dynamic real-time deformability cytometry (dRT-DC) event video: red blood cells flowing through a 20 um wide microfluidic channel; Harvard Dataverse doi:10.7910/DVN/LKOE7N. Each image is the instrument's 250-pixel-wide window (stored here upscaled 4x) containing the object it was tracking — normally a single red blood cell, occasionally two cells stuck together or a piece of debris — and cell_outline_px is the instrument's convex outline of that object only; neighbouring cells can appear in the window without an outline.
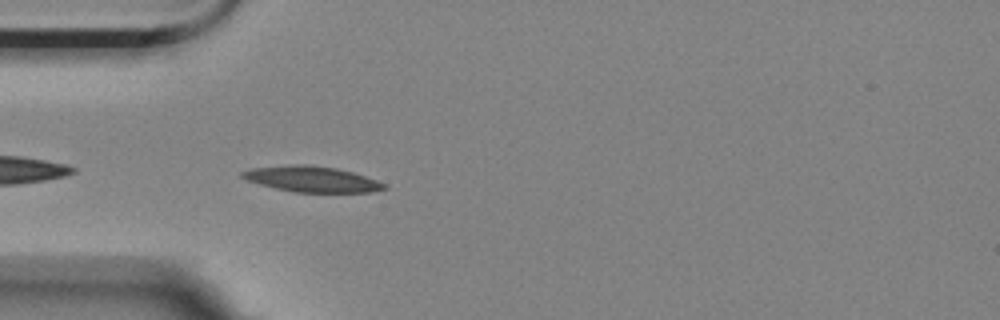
{"species": "Egyptian fruit bat (a non-hibernating species)", "species_latin": "Rousettus aegyptiacus", "temperature_condition": "room temperature", "stored_images_in_passage": 37, "camera_frame_rate_fps": 3000, "um_per_image_px": 0.085, "animal": {"sex": "female"}, "frame": {"image": 1, "passage_image": 3, "time_ms": 0.667, "image_size_px": [1000, 320], "cell_outline_px": [[388, 188], [372, 192], [296, 192], [276, 188], [260, 184], [248, 180], [240, 176], [240, 172], [252, 168], [296, 164], [308, 164], [336, 168], [352, 172], [376, 180], [384, 184]], "centroid_in_image_um": [26.5, 15.22], "position_along_channel_um": 58.5, "area_um2": 21.04}}
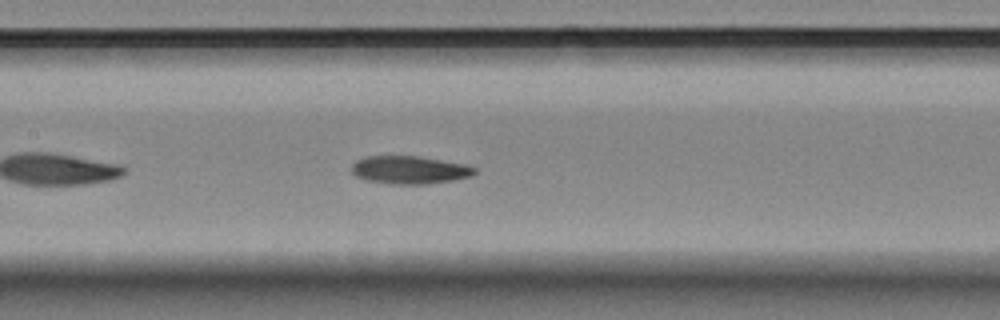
{"frame": {"image": 2, "passage_image": 13, "time_ms": 4.0, "image_size_px": [1000, 320], "cell_outline_px": [[476, 172], [472, 176], [452, 180], [428, 184], [392, 184], [364, 180], [356, 176], [352, 172], [352, 164], [356, 160], [364, 156], [416, 156], [464, 164], [476, 168]], "centroid_in_image_um": [34.78, 14.45], "position_along_channel_um": 172.6, "area_um2": 20.0}}
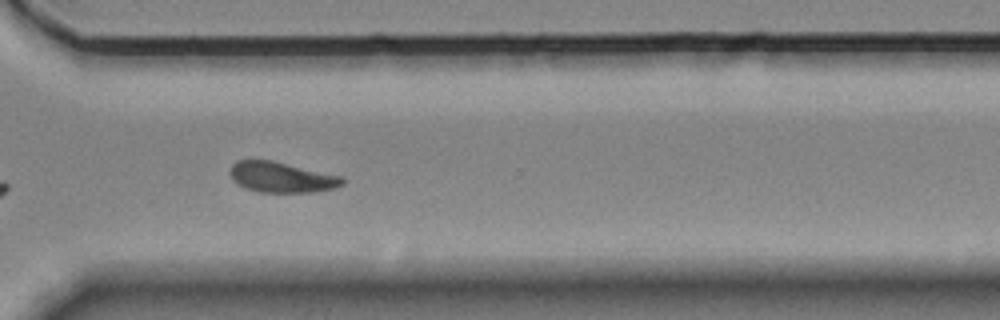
{"frame": {"image": 3, "passage_image": 28, "time_ms": 9.0, "image_size_px": [1000, 320], "cell_outline_px": [[344, 184], [332, 188], [312, 192], [260, 192], [244, 188], [236, 184], [232, 180], [228, 172], [232, 164], [236, 160], [272, 160], [344, 176]], "centroid_in_image_um": [23.9, 15.05], "position_along_channel_um": 346.7, "area_um2": 20.23}, "authors_computed_cell_mechanics": {"area_um2": 20.1144, "velocity_mm_per_s": 3.4867, "shape_relaxation_time_tau1_ms": 7.9611, "shape_relaxation_time_tau2_ms": 5.3433, "deformation_change_tau1": 0.1674, "deformation_change_tau2": 0.1248}}